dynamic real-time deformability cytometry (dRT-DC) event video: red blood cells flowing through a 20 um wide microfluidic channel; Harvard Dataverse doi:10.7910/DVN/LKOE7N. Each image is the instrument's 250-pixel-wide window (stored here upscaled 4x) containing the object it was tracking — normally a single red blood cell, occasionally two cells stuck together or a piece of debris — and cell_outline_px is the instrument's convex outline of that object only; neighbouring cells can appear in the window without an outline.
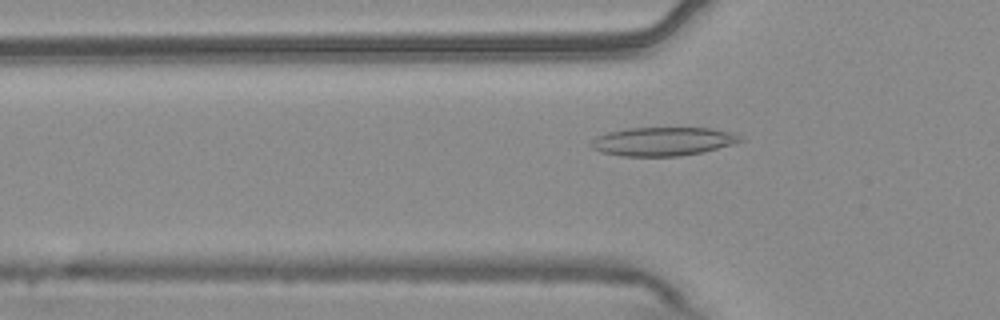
{"species": "common noctule bat (a hibernating species)", "species_latin": "Nyctalus noctula", "temperature_condition": "warm", "stored_images_in_passage": 54, "camera_frame_rate_fps": 3000, "um_per_image_px": 0.085, "animal": {"sex": "male", "body_mass_g": 20.4}, "frame": {"image": 1, "passage_image": 18, "time_ms": 5.667, "image_size_px": [1000, 320], "cell_outline_px": [[744, 140], [732, 144], [704, 152], [680, 156], [620, 156], [600, 152], [592, 148], [592, 140], [596, 136], [608, 132], [628, 128], [712, 128], [732, 132], [740, 136]], "centroid_in_image_um": [56.35, 12.02], "position_along_channel_um": 69.5, "area_um2": 24.91}}
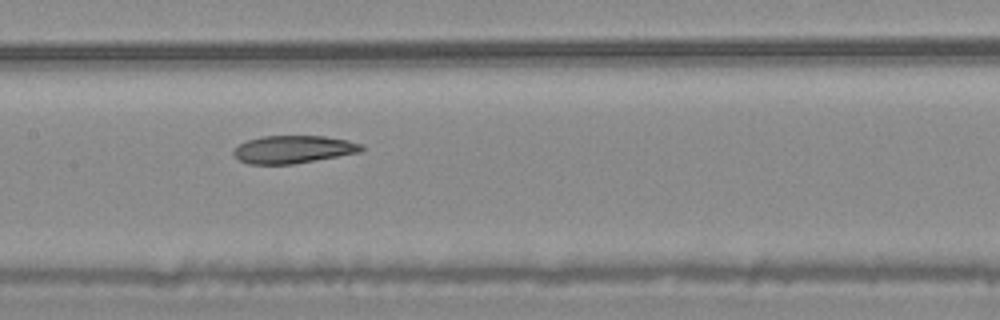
{"frame": {"image": 2, "passage_image": 27, "time_ms": 8.667, "image_size_px": [1000, 320], "cell_outline_px": [[364, 148], [360, 152], [292, 164], [248, 164], [240, 160], [232, 152], [240, 144], [248, 140], [264, 136], [324, 136], [348, 140], [360, 144]], "centroid_in_image_um": [24.93, 12.69], "position_along_channel_um": 182.5, "area_um2": 20.35}}
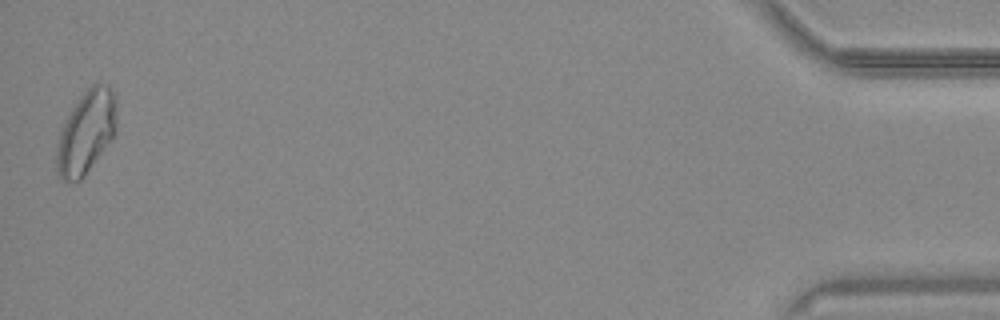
{"frame": {"image": 3, "passage_image": 54, "time_ms": 17.667, "image_size_px": [1000, 320], "cell_outline_px": [[116, 132], [84, 176], [80, 180], [64, 180], [60, 176], [56, 168], [56, 148], [60, 132], [72, 108], [80, 96], [92, 84], [108, 84], [112, 88], [116, 96]], "centroid_in_image_um": [7.34, 11.2], "position_along_channel_um": 427.9, "area_um2": 28.67}, "authors_computed_cell_mechanics": {"area_um2": 23.2356, "velocity_mm_per_s": 3.7449, "shape_relaxation_time_tau1_ms": null, "shape_relaxation_time_tau2_ms": 7.7647, "deformation_change_tau1": null, "deformation_change_tau2": 0.1536}}